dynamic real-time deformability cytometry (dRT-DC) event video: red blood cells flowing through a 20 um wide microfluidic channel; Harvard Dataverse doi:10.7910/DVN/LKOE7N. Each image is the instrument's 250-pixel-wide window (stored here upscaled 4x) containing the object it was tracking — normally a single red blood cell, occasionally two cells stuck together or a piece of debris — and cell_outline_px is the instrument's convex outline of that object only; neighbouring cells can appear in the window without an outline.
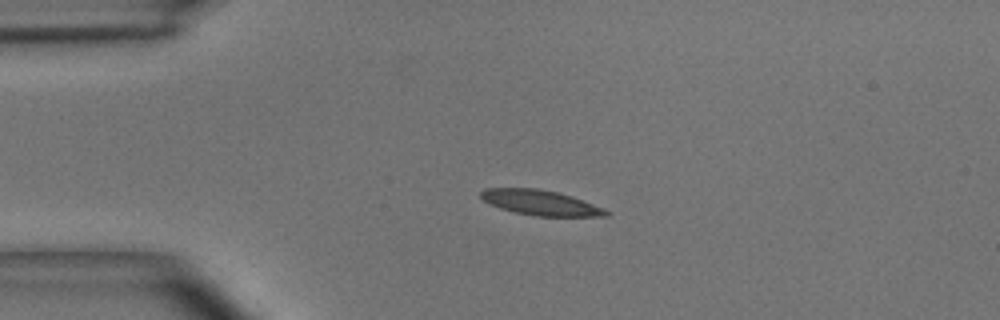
{"species": "common noctule bat (a hibernating species)", "species_latin": "Nyctalus noctula", "temperature_condition": "room temperature", "stored_images_in_passage": 5, "camera_frame_rate_fps": 3000, "um_per_image_px": 0.085, "animal": {"sex": "male", "body_mass_g": 15.6}, "frame": {"image": 1, "passage_image": 1, "time_ms": 0.0, "image_size_px": [1000, 320], "cell_outline_px": [[608, 216], [536, 216], [516, 212], [500, 208], [488, 204], [480, 196], [480, 192], [484, 188], [536, 188], [556, 192], [572, 196], [604, 208], [608, 212]], "centroid_in_image_um": [45.91, 17.22], "position_along_channel_um": 39.1, "area_um2": 18.21}}
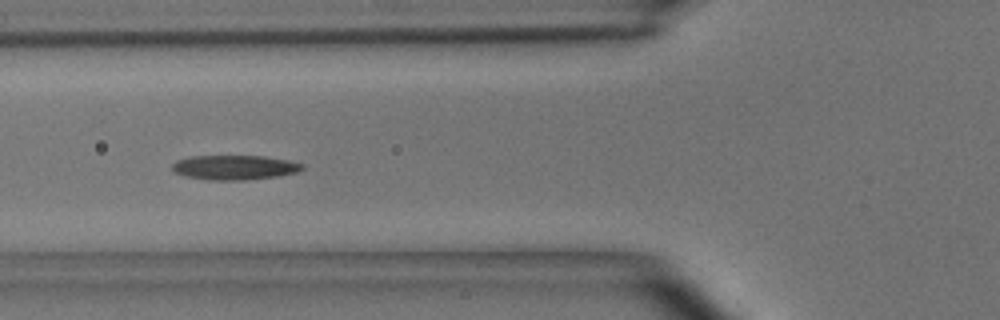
{"frame": {"image": 2, "passage_image": 3, "time_ms": 0.667, "image_size_px": [1000, 320], "cell_outline_px": [[304, 168], [296, 172], [280, 176], [244, 180], [208, 180], [184, 176], [172, 172], [172, 164], [176, 160], [192, 156], [264, 156], [288, 160], [304, 164]], "centroid_in_image_um": [19.91, 14.23], "position_along_channel_um": 105.9, "area_um2": 18.79}}